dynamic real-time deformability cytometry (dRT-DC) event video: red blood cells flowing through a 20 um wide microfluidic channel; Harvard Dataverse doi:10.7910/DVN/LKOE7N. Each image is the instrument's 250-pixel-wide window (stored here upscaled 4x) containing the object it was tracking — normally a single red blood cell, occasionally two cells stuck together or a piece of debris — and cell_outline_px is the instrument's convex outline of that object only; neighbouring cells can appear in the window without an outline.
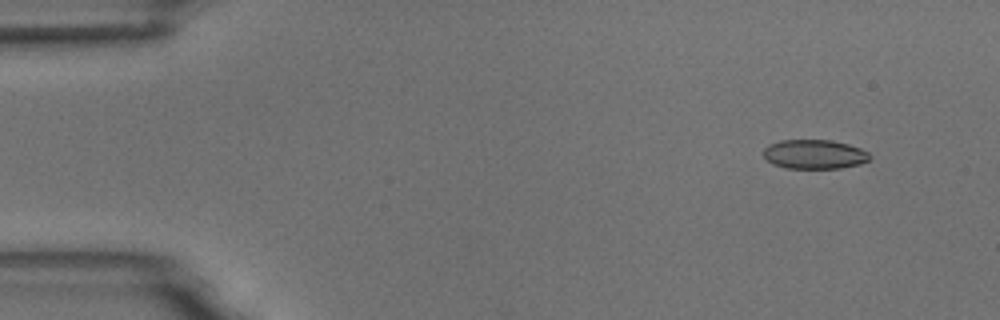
{"species": "common noctule bat (a hibernating species)", "species_latin": "Nyctalus noctula", "temperature_condition": "room temperature", "stored_images_in_passage": 4, "camera_frame_rate_fps": 3000, "um_per_image_px": 0.085, "animal": {"sex": "male", "body_mass_g": 18.8}, "frame": {"image": 1, "passage_image": 1, "time_ms": 0.0, "image_size_px": [1000, 320], "cell_outline_px": [[872, 156], [868, 160], [860, 164], [840, 168], [784, 168], [772, 164], [764, 156], [764, 148], [768, 144], [780, 140], [832, 140], [848, 144], [860, 148], [868, 152]], "centroid_in_image_um": [69.22, 13.11], "position_along_channel_um": 15.8, "area_um2": 18.21}}